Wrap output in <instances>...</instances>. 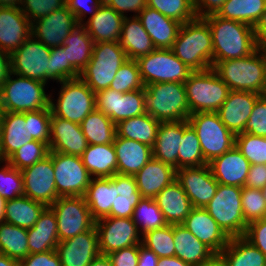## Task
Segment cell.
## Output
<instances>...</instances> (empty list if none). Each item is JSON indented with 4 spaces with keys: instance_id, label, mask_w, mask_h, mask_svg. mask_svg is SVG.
Segmentation results:
<instances>
[{
    "instance_id": "cell-1",
    "label": "cell",
    "mask_w": 266,
    "mask_h": 266,
    "mask_svg": "<svg viewBox=\"0 0 266 266\" xmlns=\"http://www.w3.org/2000/svg\"><path fill=\"white\" fill-rule=\"evenodd\" d=\"M204 19L212 34L213 66L220 61L247 57L259 48L252 26L217 14Z\"/></svg>"
},
{
    "instance_id": "cell-2",
    "label": "cell",
    "mask_w": 266,
    "mask_h": 266,
    "mask_svg": "<svg viewBox=\"0 0 266 266\" xmlns=\"http://www.w3.org/2000/svg\"><path fill=\"white\" fill-rule=\"evenodd\" d=\"M171 50L193 72L211 69L213 45L207 21L196 17L182 24Z\"/></svg>"
},
{
    "instance_id": "cell-3",
    "label": "cell",
    "mask_w": 266,
    "mask_h": 266,
    "mask_svg": "<svg viewBox=\"0 0 266 266\" xmlns=\"http://www.w3.org/2000/svg\"><path fill=\"white\" fill-rule=\"evenodd\" d=\"M265 67L266 49L259 47L247 57L217 62L212 69L230 90L260 94Z\"/></svg>"
},
{
    "instance_id": "cell-4",
    "label": "cell",
    "mask_w": 266,
    "mask_h": 266,
    "mask_svg": "<svg viewBox=\"0 0 266 266\" xmlns=\"http://www.w3.org/2000/svg\"><path fill=\"white\" fill-rule=\"evenodd\" d=\"M146 113L159 122L187 120L190 109L184 83L165 82L145 86Z\"/></svg>"
},
{
    "instance_id": "cell-5",
    "label": "cell",
    "mask_w": 266,
    "mask_h": 266,
    "mask_svg": "<svg viewBox=\"0 0 266 266\" xmlns=\"http://www.w3.org/2000/svg\"><path fill=\"white\" fill-rule=\"evenodd\" d=\"M127 60L119 42L94 43L92 57L80 73V78L94 93L108 89L118 69Z\"/></svg>"
},
{
    "instance_id": "cell-6",
    "label": "cell",
    "mask_w": 266,
    "mask_h": 266,
    "mask_svg": "<svg viewBox=\"0 0 266 266\" xmlns=\"http://www.w3.org/2000/svg\"><path fill=\"white\" fill-rule=\"evenodd\" d=\"M184 86L190 114L217 112L230 92V88L212 68L192 72Z\"/></svg>"
},
{
    "instance_id": "cell-7",
    "label": "cell",
    "mask_w": 266,
    "mask_h": 266,
    "mask_svg": "<svg viewBox=\"0 0 266 266\" xmlns=\"http://www.w3.org/2000/svg\"><path fill=\"white\" fill-rule=\"evenodd\" d=\"M10 73L0 88V104L4 112H28L50 108V95L45 83ZM13 78V79H12Z\"/></svg>"
},
{
    "instance_id": "cell-8",
    "label": "cell",
    "mask_w": 266,
    "mask_h": 266,
    "mask_svg": "<svg viewBox=\"0 0 266 266\" xmlns=\"http://www.w3.org/2000/svg\"><path fill=\"white\" fill-rule=\"evenodd\" d=\"M187 121L197 133L207 164L235 146L236 135L221 122L217 112L193 113Z\"/></svg>"
},
{
    "instance_id": "cell-9",
    "label": "cell",
    "mask_w": 266,
    "mask_h": 266,
    "mask_svg": "<svg viewBox=\"0 0 266 266\" xmlns=\"http://www.w3.org/2000/svg\"><path fill=\"white\" fill-rule=\"evenodd\" d=\"M59 83L61 89L56 105L50 95L51 113L59 118L81 124L96 109L95 93L80 77Z\"/></svg>"
},
{
    "instance_id": "cell-10",
    "label": "cell",
    "mask_w": 266,
    "mask_h": 266,
    "mask_svg": "<svg viewBox=\"0 0 266 266\" xmlns=\"http://www.w3.org/2000/svg\"><path fill=\"white\" fill-rule=\"evenodd\" d=\"M242 188L219 184L216 194L205 207L230 238L244 236L248 225L242 211Z\"/></svg>"
},
{
    "instance_id": "cell-11",
    "label": "cell",
    "mask_w": 266,
    "mask_h": 266,
    "mask_svg": "<svg viewBox=\"0 0 266 266\" xmlns=\"http://www.w3.org/2000/svg\"><path fill=\"white\" fill-rule=\"evenodd\" d=\"M144 86L153 83H184L193 72L180 61L171 49L155 48L137 60Z\"/></svg>"
},
{
    "instance_id": "cell-12",
    "label": "cell",
    "mask_w": 266,
    "mask_h": 266,
    "mask_svg": "<svg viewBox=\"0 0 266 266\" xmlns=\"http://www.w3.org/2000/svg\"><path fill=\"white\" fill-rule=\"evenodd\" d=\"M51 48L31 35L11 54V73L47 83L50 80Z\"/></svg>"
},
{
    "instance_id": "cell-13",
    "label": "cell",
    "mask_w": 266,
    "mask_h": 266,
    "mask_svg": "<svg viewBox=\"0 0 266 266\" xmlns=\"http://www.w3.org/2000/svg\"><path fill=\"white\" fill-rule=\"evenodd\" d=\"M50 208L55 213L59 241L84 233L95 225L84 196L59 197Z\"/></svg>"
},
{
    "instance_id": "cell-14",
    "label": "cell",
    "mask_w": 266,
    "mask_h": 266,
    "mask_svg": "<svg viewBox=\"0 0 266 266\" xmlns=\"http://www.w3.org/2000/svg\"><path fill=\"white\" fill-rule=\"evenodd\" d=\"M53 166L59 197L85 195L92 177L83 165L81 156L53 152Z\"/></svg>"
},
{
    "instance_id": "cell-15",
    "label": "cell",
    "mask_w": 266,
    "mask_h": 266,
    "mask_svg": "<svg viewBox=\"0 0 266 266\" xmlns=\"http://www.w3.org/2000/svg\"><path fill=\"white\" fill-rule=\"evenodd\" d=\"M95 227L101 255L142 243L141 234L132 218L106 216L96 220Z\"/></svg>"
},
{
    "instance_id": "cell-16",
    "label": "cell",
    "mask_w": 266,
    "mask_h": 266,
    "mask_svg": "<svg viewBox=\"0 0 266 266\" xmlns=\"http://www.w3.org/2000/svg\"><path fill=\"white\" fill-rule=\"evenodd\" d=\"M95 102L96 109L115 124L146 113L144 89L121 93L108 88L95 93Z\"/></svg>"
},
{
    "instance_id": "cell-17",
    "label": "cell",
    "mask_w": 266,
    "mask_h": 266,
    "mask_svg": "<svg viewBox=\"0 0 266 266\" xmlns=\"http://www.w3.org/2000/svg\"><path fill=\"white\" fill-rule=\"evenodd\" d=\"M23 176L24 196L50 207L58 198L54 166L53 151L32 166L21 170Z\"/></svg>"
},
{
    "instance_id": "cell-18",
    "label": "cell",
    "mask_w": 266,
    "mask_h": 266,
    "mask_svg": "<svg viewBox=\"0 0 266 266\" xmlns=\"http://www.w3.org/2000/svg\"><path fill=\"white\" fill-rule=\"evenodd\" d=\"M78 23L67 5L32 22L31 35L49 48L62 46Z\"/></svg>"
},
{
    "instance_id": "cell-19",
    "label": "cell",
    "mask_w": 266,
    "mask_h": 266,
    "mask_svg": "<svg viewBox=\"0 0 266 266\" xmlns=\"http://www.w3.org/2000/svg\"><path fill=\"white\" fill-rule=\"evenodd\" d=\"M176 180L189 197L193 207L205 208L216 194L219 183L209 165L176 170Z\"/></svg>"
},
{
    "instance_id": "cell-20",
    "label": "cell",
    "mask_w": 266,
    "mask_h": 266,
    "mask_svg": "<svg viewBox=\"0 0 266 266\" xmlns=\"http://www.w3.org/2000/svg\"><path fill=\"white\" fill-rule=\"evenodd\" d=\"M56 252L62 266H88L100 255L95 225L84 233L59 241Z\"/></svg>"
},
{
    "instance_id": "cell-21",
    "label": "cell",
    "mask_w": 266,
    "mask_h": 266,
    "mask_svg": "<svg viewBox=\"0 0 266 266\" xmlns=\"http://www.w3.org/2000/svg\"><path fill=\"white\" fill-rule=\"evenodd\" d=\"M182 225L215 254H219L229 243L230 237L205 208L193 207Z\"/></svg>"
},
{
    "instance_id": "cell-22",
    "label": "cell",
    "mask_w": 266,
    "mask_h": 266,
    "mask_svg": "<svg viewBox=\"0 0 266 266\" xmlns=\"http://www.w3.org/2000/svg\"><path fill=\"white\" fill-rule=\"evenodd\" d=\"M32 23L19 7H0V49L10 55L31 36Z\"/></svg>"
},
{
    "instance_id": "cell-23",
    "label": "cell",
    "mask_w": 266,
    "mask_h": 266,
    "mask_svg": "<svg viewBox=\"0 0 266 266\" xmlns=\"http://www.w3.org/2000/svg\"><path fill=\"white\" fill-rule=\"evenodd\" d=\"M260 96L255 92L230 90L227 99L217 111L221 122L235 135L244 133V126Z\"/></svg>"
},
{
    "instance_id": "cell-24",
    "label": "cell",
    "mask_w": 266,
    "mask_h": 266,
    "mask_svg": "<svg viewBox=\"0 0 266 266\" xmlns=\"http://www.w3.org/2000/svg\"><path fill=\"white\" fill-rule=\"evenodd\" d=\"M87 146L80 124L51 115L50 151L81 156Z\"/></svg>"
},
{
    "instance_id": "cell-25",
    "label": "cell",
    "mask_w": 266,
    "mask_h": 266,
    "mask_svg": "<svg viewBox=\"0 0 266 266\" xmlns=\"http://www.w3.org/2000/svg\"><path fill=\"white\" fill-rule=\"evenodd\" d=\"M208 165L219 184L244 187L251 164L234 146Z\"/></svg>"
},
{
    "instance_id": "cell-26",
    "label": "cell",
    "mask_w": 266,
    "mask_h": 266,
    "mask_svg": "<svg viewBox=\"0 0 266 266\" xmlns=\"http://www.w3.org/2000/svg\"><path fill=\"white\" fill-rule=\"evenodd\" d=\"M137 17L151 37L155 48H172L182 25L180 22L164 16L149 6H146Z\"/></svg>"
},
{
    "instance_id": "cell-27",
    "label": "cell",
    "mask_w": 266,
    "mask_h": 266,
    "mask_svg": "<svg viewBox=\"0 0 266 266\" xmlns=\"http://www.w3.org/2000/svg\"><path fill=\"white\" fill-rule=\"evenodd\" d=\"M112 207L108 216L132 218L142 199L134 175L114 174L111 177Z\"/></svg>"
},
{
    "instance_id": "cell-28",
    "label": "cell",
    "mask_w": 266,
    "mask_h": 266,
    "mask_svg": "<svg viewBox=\"0 0 266 266\" xmlns=\"http://www.w3.org/2000/svg\"><path fill=\"white\" fill-rule=\"evenodd\" d=\"M134 177L141 197L154 198L161 190L176 180V169L152 158Z\"/></svg>"
},
{
    "instance_id": "cell-29",
    "label": "cell",
    "mask_w": 266,
    "mask_h": 266,
    "mask_svg": "<svg viewBox=\"0 0 266 266\" xmlns=\"http://www.w3.org/2000/svg\"><path fill=\"white\" fill-rule=\"evenodd\" d=\"M117 173L135 175L153 158L152 147L135 140L115 136Z\"/></svg>"
},
{
    "instance_id": "cell-30",
    "label": "cell",
    "mask_w": 266,
    "mask_h": 266,
    "mask_svg": "<svg viewBox=\"0 0 266 266\" xmlns=\"http://www.w3.org/2000/svg\"><path fill=\"white\" fill-rule=\"evenodd\" d=\"M154 201L158 204L165 221L169 225L182 224L193 209L189 197L177 180L161 190L154 197Z\"/></svg>"
},
{
    "instance_id": "cell-31",
    "label": "cell",
    "mask_w": 266,
    "mask_h": 266,
    "mask_svg": "<svg viewBox=\"0 0 266 266\" xmlns=\"http://www.w3.org/2000/svg\"><path fill=\"white\" fill-rule=\"evenodd\" d=\"M123 18L112 7L102 3L96 13L90 16L88 21L82 25L86 28L94 43L119 42Z\"/></svg>"
},
{
    "instance_id": "cell-32",
    "label": "cell",
    "mask_w": 266,
    "mask_h": 266,
    "mask_svg": "<svg viewBox=\"0 0 266 266\" xmlns=\"http://www.w3.org/2000/svg\"><path fill=\"white\" fill-rule=\"evenodd\" d=\"M33 141L27 137L25 112H4L0 128V160H7L20 147Z\"/></svg>"
},
{
    "instance_id": "cell-33",
    "label": "cell",
    "mask_w": 266,
    "mask_h": 266,
    "mask_svg": "<svg viewBox=\"0 0 266 266\" xmlns=\"http://www.w3.org/2000/svg\"><path fill=\"white\" fill-rule=\"evenodd\" d=\"M29 254L56 250L59 243L55 213L46 207L33 227L27 229Z\"/></svg>"
},
{
    "instance_id": "cell-34",
    "label": "cell",
    "mask_w": 266,
    "mask_h": 266,
    "mask_svg": "<svg viewBox=\"0 0 266 266\" xmlns=\"http://www.w3.org/2000/svg\"><path fill=\"white\" fill-rule=\"evenodd\" d=\"M175 256L191 266H203L215 253L182 224L173 225Z\"/></svg>"
},
{
    "instance_id": "cell-35",
    "label": "cell",
    "mask_w": 266,
    "mask_h": 266,
    "mask_svg": "<svg viewBox=\"0 0 266 266\" xmlns=\"http://www.w3.org/2000/svg\"><path fill=\"white\" fill-rule=\"evenodd\" d=\"M183 137V120L161 122L154 147L153 158L178 169V151Z\"/></svg>"
},
{
    "instance_id": "cell-36",
    "label": "cell",
    "mask_w": 266,
    "mask_h": 266,
    "mask_svg": "<svg viewBox=\"0 0 266 266\" xmlns=\"http://www.w3.org/2000/svg\"><path fill=\"white\" fill-rule=\"evenodd\" d=\"M130 18L127 16L123 18L119 43L128 59L138 60L151 53L155 47L139 18L136 15Z\"/></svg>"
},
{
    "instance_id": "cell-37",
    "label": "cell",
    "mask_w": 266,
    "mask_h": 266,
    "mask_svg": "<svg viewBox=\"0 0 266 266\" xmlns=\"http://www.w3.org/2000/svg\"><path fill=\"white\" fill-rule=\"evenodd\" d=\"M81 159L91 177L106 178L117 173V158L113 143L88 145Z\"/></svg>"
},
{
    "instance_id": "cell-38",
    "label": "cell",
    "mask_w": 266,
    "mask_h": 266,
    "mask_svg": "<svg viewBox=\"0 0 266 266\" xmlns=\"http://www.w3.org/2000/svg\"><path fill=\"white\" fill-rule=\"evenodd\" d=\"M161 122L147 113L119 121L116 135L154 147Z\"/></svg>"
},
{
    "instance_id": "cell-39",
    "label": "cell",
    "mask_w": 266,
    "mask_h": 266,
    "mask_svg": "<svg viewBox=\"0 0 266 266\" xmlns=\"http://www.w3.org/2000/svg\"><path fill=\"white\" fill-rule=\"evenodd\" d=\"M228 266H266V256L244 236L231 237L219 253Z\"/></svg>"
},
{
    "instance_id": "cell-40",
    "label": "cell",
    "mask_w": 266,
    "mask_h": 266,
    "mask_svg": "<svg viewBox=\"0 0 266 266\" xmlns=\"http://www.w3.org/2000/svg\"><path fill=\"white\" fill-rule=\"evenodd\" d=\"M93 45V39L80 24L70 32L61 47L66 52L67 61L81 73L92 57Z\"/></svg>"
},
{
    "instance_id": "cell-41",
    "label": "cell",
    "mask_w": 266,
    "mask_h": 266,
    "mask_svg": "<svg viewBox=\"0 0 266 266\" xmlns=\"http://www.w3.org/2000/svg\"><path fill=\"white\" fill-rule=\"evenodd\" d=\"M46 206L27 196L6 200L4 222L29 229L33 227Z\"/></svg>"
},
{
    "instance_id": "cell-42",
    "label": "cell",
    "mask_w": 266,
    "mask_h": 266,
    "mask_svg": "<svg viewBox=\"0 0 266 266\" xmlns=\"http://www.w3.org/2000/svg\"><path fill=\"white\" fill-rule=\"evenodd\" d=\"M80 125L88 145L114 143L116 124L101 111L95 109Z\"/></svg>"
},
{
    "instance_id": "cell-43",
    "label": "cell",
    "mask_w": 266,
    "mask_h": 266,
    "mask_svg": "<svg viewBox=\"0 0 266 266\" xmlns=\"http://www.w3.org/2000/svg\"><path fill=\"white\" fill-rule=\"evenodd\" d=\"M84 198L95 221L108 216L112 207L111 177H93Z\"/></svg>"
},
{
    "instance_id": "cell-44",
    "label": "cell",
    "mask_w": 266,
    "mask_h": 266,
    "mask_svg": "<svg viewBox=\"0 0 266 266\" xmlns=\"http://www.w3.org/2000/svg\"><path fill=\"white\" fill-rule=\"evenodd\" d=\"M266 9V0H226L217 15L252 27Z\"/></svg>"
},
{
    "instance_id": "cell-45",
    "label": "cell",
    "mask_w": 266,
    "mask_h": 266,
    "mask_svg": "<svg viewBox=\"0 0 266 266\" xmlns=\"http://www.w3.org/2000/svg\"><path fill=\"white\" fill-rule=\"evenodd\" d=\"M27 229L0 223V251L18 262L29 255Z\"/></svg>"
},
{
    "instance_id": "cell-46",
    "label": "cell",
    "mask_w": 266,
    "mask_h": 266,
    "mask_svg": "<svg viewBox=\"0 0 266 266\" xmlns=\"http://www.w3.org/2000/svg\"><path fill=\"white\" fill-rule=\"evenodd\" d=\"M207 165L201 151L196 131L187 120H183V137L178 151V169Z\"/></svg>"
},
{
    "instance_id": "cell-47",
    "label": "cell",
    "mask_w": 266,
    "mask_h": 266,
    "mask_svg": "<svg viewBox=\"0 0 266 266\" xmlns=\"http://www.w3.org/2000/svg\"><path fill=\"white\" fill-rule=\"evenodd\" d=\"M132 219L142 235L148 231L159 229L167 225L163 213L159 209L158 204L154 201V198H142L139 204L134 208ZM138 225L141 226V228Z\"/></svg>"
},
{
    "instance_id": "cell-48",
    "label": "cell",
    "mask_w": 266,
    "mask_h": 266,
    "mask_svg": "<svg viewBox=\"0 0 266 266\" xmlns=\"http://www.w3.org/2000/svg\"><path fill=\"white\" fill-rule=\"evenodd\" d=\"M142 245L152 250L159 258L175 256L173 225L148 231L142 236Z\"/></svg>"
},
{
    "instance_id": "cell-49",
    "label": "cell",
    "mask_w": 266,
    "mask_h": 266,
    "mask_svg": "<svg viewBox=\"0 0 266 266\" xmlns=\"http://www.w3.org/2000/svg\"><path fill=\"white\" fill-rule=\"evenodd\" d=\"M147 6L181 24L194 20L197 17L193 0H147Z\"/></svg>"
},
{
    "instance_id": "cell-50",
    "label": "cell",
    "mask_w": 266,
    "mask_h": 266,
    "mask_svg": "<svg viewBox=\"0 0 266 266\" xmlns=\"http://www.w3.org/2000/svg\"><path fill=\"white\" fill-rule=\"evenodd\" d=\"M109 88L121 93L144 89L137 60L128 59L118 69Z\"/></svg>"
},
{
    "instance_id": "cell-51",
    "label": "cell",
    "mask_w": 266,
    "mask_h": 266,
    "mask_svg": "<svg viewBox=\"0 0 266 266\" xmlns=\"http://www.w3.org/2000/svg\"><path fill=\"white\" fill-rule=\"evenodd\" d=\"M50 153V148L47 143L33 140L20 147L14 152L7 161L10 165L18 170H23L26 167L32 166L36 162L42 160Z\"/></svg>"
},
{
    "instance_id": "cell-52",
    "label": "cell",
    "mask_w": 266,
    "mask_h": 266,
    "mask_svg": "<svg viewBox=\"0 0 266 266\" xmlns=\"http://www.w3.org/2000/svg\"><path fill=\"white\" fill-rule=\"evenodd\" d=\"M235 146L251 165L266 164V137L239 133L235 137Z\"/></svg>"
},
{
    "instance_id": "cell-53",
    "label": "cell",
    "mask_w": 266,
    "mask_h": 266,
    "mask_svg": "<svg viewBox=\"0 0 266 266\" xmlns=\"http://www.w3.org/2000/svg\"><path fill=\"white\" fill-rule=\"evenodd\" d=\"M50 108L25 112L27 123V137L43 143H50L51 132Z\"/></svg>"
},
{
    "instance_id": "cell-54",
    "label": "cell",
    "mask_w": 266,
    "mask_h": 266,
    "mask_svg": "<svg viewBox=\"0 0 266 266\" xmlns=\"http://www.w3.org/2000/svg\"><path fill=\"white\" fill-rule=\"evenodd\" d=\"M241 199L243 217L247 224L266 218V199L261 189L244 186Z\"/></svg>"
},
{
    "instance_id": "cell-55",
    "label": "cell",
    "mask_w": 266,
    "mask_h": 266,
    "mask_svg": "<svg viewBox=\"0 0 266 266\" xmlns=\"http://www.w3.org/2000/svg\"><path fill=\"white\" fill-rule=\"evenodd\" d=\"M1 162H5V165L0 169V195L5 200L23 196L24 184L21 170L12 167L7 160H0V164Z\"/></svg>"
},
{
    "instance_id": "cell-56",
    "label": "cell",
    "mask_w": 266,
    "mask_h": 266,
    "mask_svg": "<svg viewBox=\"0 0 266 266\" xmlns=\"http://www.w3.org/2000/svg\"><path fill=\"white\" fill-rule=\"evenodd\" d=\"M80 73L67 61L66 52L61 46L51 48L50 79L62 82L79 78Z\"/></svg>"
},
{
    "instance_id": "cell-57",
    "label": "cell",
    "mask_w": 266,
    "mask_h": 266,
    "mask_svg": "<svg viewBox=\"0 0 266 266\" xmlns=\"http://www.w3.org/2000/svg\"><path fill=\"white\" fill-rule=\"evenodd\" d=\"M65 5L66 0H21L19 8L32 23Z\"/></svg>"
},
{
    "instance_id": "cell-58",
    "label": "cell",
    "mask_w": 266,
    "mask_h": 266,
    "mask_svg": "<svg viewBox=\"0 0 266 266\" xmlns=\"http://www.w3.org/2000/svg\"><path fill=\"white\" fill-rule=\"evenodd\" d=\"M244 133L266 137V98L259 97L252 113L244 126Z\"/></svg>"
},
{
    "instance_id": "cell-59",
    "label": "cell",
    "mask_w": 266,
    "mask_h": 266,
    "mask_svg": "<svg viewBox=\"0 0 266 266\" xmlns=\"http://www.w3.org/2000/svg\"><path fill=\"white\" fill-rule=\"evenodd\" d=\"M244 237L266 256V218L249 223Z\"/></svg>"
},
{
    "instance_id": "cell-60",
    "label": "cell",
    "mask_w": 266,
    "mask_h": 266,
    "mask_svg": "<svg viewBox=\"0 0 266 266\" xmlns=\"http://www.w3.org/2000/svg\"><path fill=\"white\" fill-rule=\"evenodd\" d=\"M113 266H137L139 258V244L113 251L107 255Z\"/></svg>"
},
{
    "instance_id": "cell-61",
    "label": "cell",
    "mask_w": 266,
    "mask_h": 266,
    "mask_svg": "<svg viewBox=\"0 0 266 266\" xmlns=\"http://www.w3.org/2000/svg\"><path fill=\"white\" fill-rule=\"evenodd\" d=\"M19 266H62L56 250L44 253L29 254L19 261Z\"/></svg>"
},
{
    "instance_id": "cell-62",
    "label": "cell",
    "mask_w": 266,
    "mask_h": 266,
    "mask_svg": "<svg viewBox=\"0 0 266 266\" xmlns=\"http://www.w3.org/2000/svg\"><path fill=\"white\" fill-rule=\"evenodd\" d=\"M90 3L93 4L91 8L89 6ZM102 3L103 0H66V5L76 17L79 24L84 23L83 19L86 17L88 12H93L90 15L93 16Z\"/></svg>"
},
{
    "instance_id": "cell-63",
    "label": "cell",
    "mask_w": 266,
    "mask_h": 266,
    "mask_svg": "<svg viewBox=\"0 0 266 266\" xmlns=\"http://www.w3.org/2000/svg\"><path fill=\"white\" fill-rule=\"evenodd\" d=\"M103 3L123 17L129 11L137 13V16L147 6V0H103Z\"/></svg>"
},
{
    "instance_id": "cell-64",
    "label": "cell",
    "mask_w": 266,
    "mask_h": 266,
    "mask_svg": "<svg viewBox=\"0 0 266 266\" xmlns=\"http://www.w3.org/2000/svg\"><path fill=\"white\" fill-rule=\"evenodd\" d=\"M266 186V164L250 165L245 187L263 189Z\"/></svg>"
},
{
    "instance_id": "cell-65",
    "label": "cell",
    "mask_w": 266,
    "mask_h": 266,
    "mask_svg": "<svg viewBox=\"0 0 266 266\" xmlns=\"http://www.w3.org/2000/svg\"><path fill=\"white\" fill-rule=\"evenodd\" d=\"M225 2L226 0H193L195 14L199 18L217 14Z\"/></svg>"
},
{
    "instance_id": "cell-66",
    "label": "cell",
    "mask_w": 266,
    "mask_h": 266,
    "mask_svg": "<svg viewBox=\"0 0 266 266\" xmlns=\"http://www.w3.org/2000/svg\"><path fill=\"white\" fill-rule=\"evenodd\" d=\"M159 257L150 249L139 244V258L137 266H157Z\"/></svg>"
},
{
    "instance_id": "cell-67",
    "label": "cell",
    "mask_w": 266,
    "mask_h": 266,
    "mask_svg": "<svg viewBox=\"0 0 266 266\" xmlns=\"http://www.w3.org/2000/svg\"><path fill=\"white\" fill-rule=\"evenodd\" d=\"M253 30L258 46L266 49V9L254 25Z\"/></svg>"
},
{
    "instance_id": "cell-68",
    "label": "cell",
    "mask_w": 266,
    "mask_h": 266,
    "mask_svg": "<svg viewBox=\"0 0 266 266\" xmlns=\"http://www.w3.org/2000/svg\"><path fill=\"white\" fill-rule=\"evenodd\" d=\"M11 73V55L0 49V88Z\"/></svg>"
},
{
    "instance_id": "cell-69",
    "label": "cell",
    "mask_w": 266,
    "mask_h": 266,
    "mask_svg": "<svg viewBox=\"0 0 266 266\" xmlns=\"http://www.w3.org/2000/svg\"><path fill=\"white\" fill-rule=\"evenodd\" d=\"M157 266H191L176 256L161 257Z\"/></svg>"
},
{
    "instance_id": "cell-70",
    "label": "cell",
    "mask_w": 266,
    "mask_h": 266,
    "mask_svg": "<svg viewBox=\"0 0 266 266\" xmlns=\"http://www.w3.org/2000/svg\"><path fill=\"white\" fill-rule=\"evenodd\" d=\"M88 266H113V264L107 255L100 254Z\"/></svg>"
},
{
    "instance_id": "cell-71",
    "label": "cell",
    "mask_w": 266,
    "mask_h": 266,
    "mask_svg": "<svg viewBox=\"0 0 266 266\" xmlns=\"http://www.w3.org/2000/svg\"><path fill=\"white\" fill-rule=\"evenodd\" d=\"M203 266H228L220 254H214Z\"/></svg>"
},
{
    "instance_id": "cell-72",
    "label": "cell",
    "mask_w": 266,
    "mask_h": 266,
    "mask_svg": "<svg viewBox=\"0 0 266 266\" xmlns=\"http://www.w3.org/2000/svg\"><path fill=\"white\" fill-rule=\"evenodd\" d=\"M0 266H19V262L4 254H0Z\"/></svg>"
},
{
    "instance_id": "cell-73",
    "label": "cell",
    "mask_w": 266,
    "mask_h": 266,
    "mask_svg": "<svg viewBox=\"0 0 266 266\" xmlns=\"http://www.w3.org/2000/svg\"><path fill=\"white\" fill-rule=\"evenodd\" d=\"M21 0H0V7H20Z\"/></svg>"
},
{
    "instance_id": "cell-74",
    "label": "cell",
    "mask_w": 266,
    "mask_h": 266,
    "mask_svg": "<svg viewBox=\"0 0 266 266\" xmlns=\"http://www.w3.org/2000/svg\"><path fill=\"white\" fill-rule=\"evenodd\" d=\"M6 200L0 195V223L4 222Z\"/></svg>"
},
{
    "instance_id": "cell-75",
    "label": "cell",
    "mask_w": 266,
    "mask_h": 266,
    "mask_svg": "<svg viewBox=\"0 0 266 266\" xmlns=\"http://www.w3.org/2000/svg\"><path fill=\"white\" fill-rule=\"evenodd\" d=\"M261 97L266 98V67L264 71V81H263V86H262V91L260 93Z\"/></svg>"
},
{
    "instance_id": "cell-76",
    "label": "cell",
    "mask_w": 266,
    "mask_h": 266,
    "mask_svg": "<svg viewBox=\"0 0 266 266\" xmlns=\"http://www.w3.org/2000/svg\"><path fill=\"white\" fill-rule=\"evenodd\" d=\"M4 110L0 104V128H1V123H2V117H3Z\"/></svg>"
},
{
    "instance_id": "cell-77",
    "label": "cell",
    "mask_w": 266,
    "mask_h": 266,
    "mask_svg": "<svg viewBox=\"0 0 266 266\" xmlns=\"http://www.w3.org/2000/svg\"><path fill=\"white\" fill-rule=\"evenodd\" d=\"M262 191H263L264 197L266 199V186L262 189Z\"/></svg>"
}]
</instances>
